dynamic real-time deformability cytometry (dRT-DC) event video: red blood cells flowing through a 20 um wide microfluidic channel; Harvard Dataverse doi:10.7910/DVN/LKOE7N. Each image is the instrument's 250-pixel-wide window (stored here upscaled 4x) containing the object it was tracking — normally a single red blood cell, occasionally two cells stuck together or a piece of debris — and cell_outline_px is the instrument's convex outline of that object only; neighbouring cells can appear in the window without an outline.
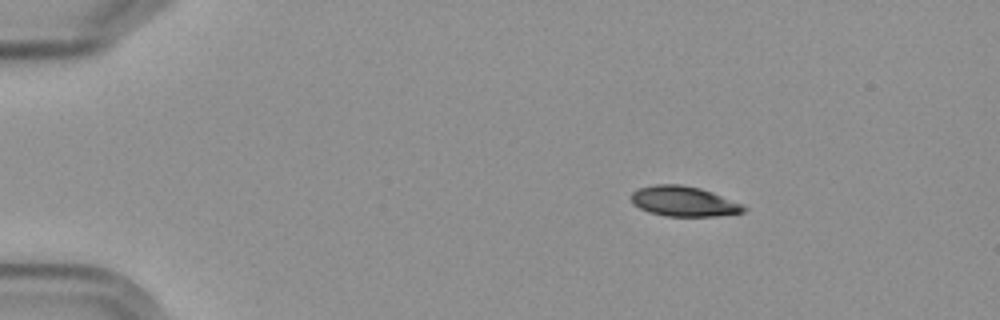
{"species": "Egyptian fruit bat (a non-hibernating species)", "species_latin": "Rousettus aegyptiacus", "temperature_condition": "cold", "stored_images_in_passage": 3, "camera_frame_rate_fps": 3000, "um_per_image_px": 0.085, "frame": {"image": 1, "passage_image": 1, "time_ms": 0.0, "image_size_px": [1000, 320], "cell_outline_px": [[748, 208], [744, 212], [716, 216], [664, 216], [648, 212], [632, 204], [632, 192], [636, 188], [656, 184], [680, 184], [700, 188], [712, 192], [740, 204]], "centroid_in_image_um": [58.07, 17.11], "position_along_channel_um": 26.9, "area_um2": 19.71}}